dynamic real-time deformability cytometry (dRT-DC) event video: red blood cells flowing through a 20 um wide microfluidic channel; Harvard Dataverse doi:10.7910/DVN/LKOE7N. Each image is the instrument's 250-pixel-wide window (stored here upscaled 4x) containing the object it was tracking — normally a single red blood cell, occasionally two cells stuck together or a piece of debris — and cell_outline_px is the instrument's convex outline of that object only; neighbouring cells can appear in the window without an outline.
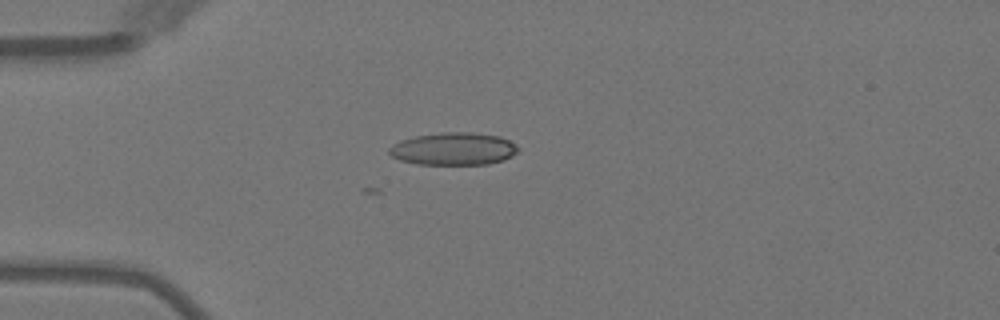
{"species": "Egyptian fruit bat (a non-hibernating species)", "species_latin": "Rousettus aegyptiacus", "temperature_condition": "warm", "stored_images_in_passage": 3, "camera_frame_rate_fps": 3000, "um_per_image_px": 0.085, "animal": {"sex": "female"}, "frame": {"image": 1, "passage_image": 3, "time_ms": 4.333, "image_size_px": [1000, 320], "cell_outline_px": [[520, 148], [512, 156], [504, 160], [488, 164], [416, 164], [400, 160], [392, 156], [388, 152], [388, 148], [392, 144], [400, 140], [416, 136], [440, 132], [472, 132], [500, 136], [516, 144]], "centroid_in_image_um": [38.55, 12.64], "position_along_channel_um": 46.5, "area_um2": 24.62}}